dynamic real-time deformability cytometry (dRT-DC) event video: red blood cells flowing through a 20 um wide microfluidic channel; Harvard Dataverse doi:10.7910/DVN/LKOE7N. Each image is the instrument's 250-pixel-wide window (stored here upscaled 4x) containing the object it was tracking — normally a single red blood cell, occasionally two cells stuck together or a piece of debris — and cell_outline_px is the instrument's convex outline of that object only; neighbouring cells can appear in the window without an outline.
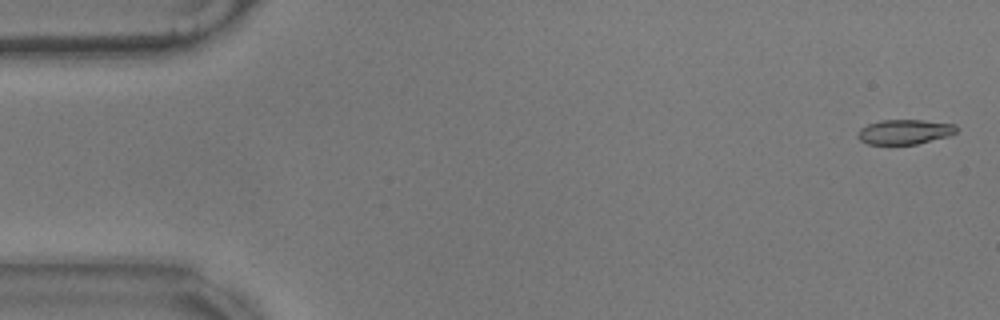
{"species": "common noctule bat (a hibernating species)", "species_latin": "Nyctalus noctula", "temperature_condition": "warm", "stored_images_in_passage": 9, "camera_frame_rate_fps": 3000, "um_per_image_px": 0.085, "animal": {"sex": "male", "body_mass_g": 17.9}, "frame": {"image": 1, "passage_image": 2, "time_ms": 0.333, "image_size_px": [1000, 320], "cell_outline_px": [[960, 128], [956, 132], [948, 136], [916, 144], [868, 144], [860, 140], [856, 136], [860, 128], [868, 124], [880, 120], [924, 120], [956, 124]], "centroid_in_image_um": [76.91, 11.2], "position_along_channel_um": 8.1, "area_um2": 14.33}}